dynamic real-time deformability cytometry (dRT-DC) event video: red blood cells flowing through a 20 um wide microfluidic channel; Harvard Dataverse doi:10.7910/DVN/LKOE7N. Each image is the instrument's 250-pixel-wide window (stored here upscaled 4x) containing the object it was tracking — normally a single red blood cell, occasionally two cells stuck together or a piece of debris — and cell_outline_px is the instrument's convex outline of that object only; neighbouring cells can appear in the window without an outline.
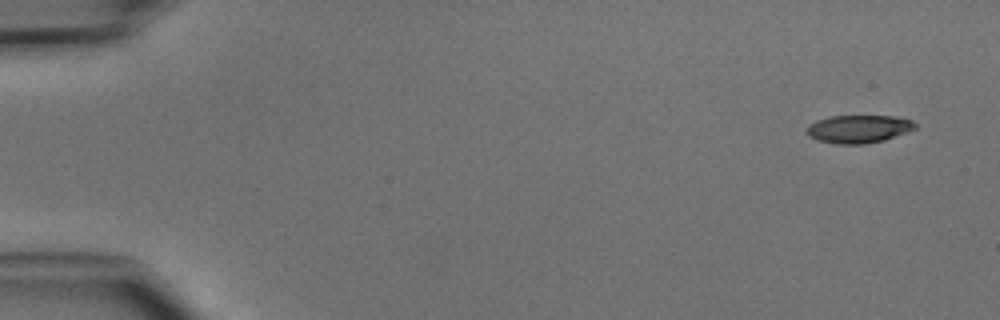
{"species": "common noctule bat (a hibernating species)", "species_latin": "Nyctalus noctula", "temperature_condition": "cold", "stored_images_in_passage": 5, "camera_frame_rate_fps": 3000, "um_per_image_px": 0.085, "animal": {"sex": "male", "body_mass_g": 15.6}, "frame": {"image": 1, "passage_image": 1, "time_ms": 0.0, "image_size_px": [1000, 320], "cell_outline_px": [[916, 128], [884, 140], [864, 144], [836, 144], [820, 140], [808, 136], [808, 124], [816, 120], [828, 116], [896, 116], [912, 120], [916, 124]], "centroid_in_image_um": [72.98, 10.95], "position_along_channel_um": 12.0, "area_um2": 17.57}}